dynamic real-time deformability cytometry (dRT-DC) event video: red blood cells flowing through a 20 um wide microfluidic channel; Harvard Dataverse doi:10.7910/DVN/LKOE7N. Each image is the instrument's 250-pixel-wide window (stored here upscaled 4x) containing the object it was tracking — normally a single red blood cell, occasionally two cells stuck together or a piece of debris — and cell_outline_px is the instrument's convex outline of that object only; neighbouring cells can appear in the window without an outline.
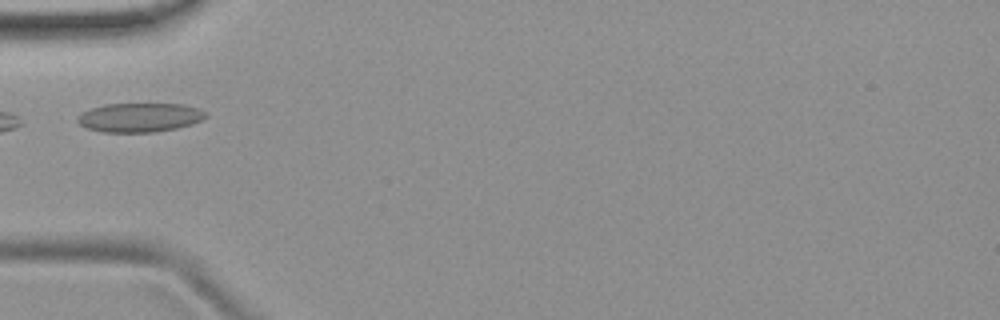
{"species": "common noctule bat (a hibernating species)", "species_latin": "Nyctalus noctula", "temperature_condition": "room temperature", "stored_images_in_passage": 3, "camera_frame_rate_fps": 3000, "um_per_image_px": 0.085, "animal": {"sex": "female", "body_mass_g": 19.9}, "frame": {"image": 1, "passage_image": 2, "time_ms": 1.333, "image_size_px": [1000, 320], "cell_outline_px": [[208, 116], [192, 124], [176, 128], [156, 132], [104, 132], [88, 128], [80, 124], [76, 120], [76, 116], [80, 112], [104, 104], [184, 104], [200, 108]], "centroid_in_image_um": [11.86, 9.98], "position_along_channel_um": 73.1, "area_um2": 21.79}}
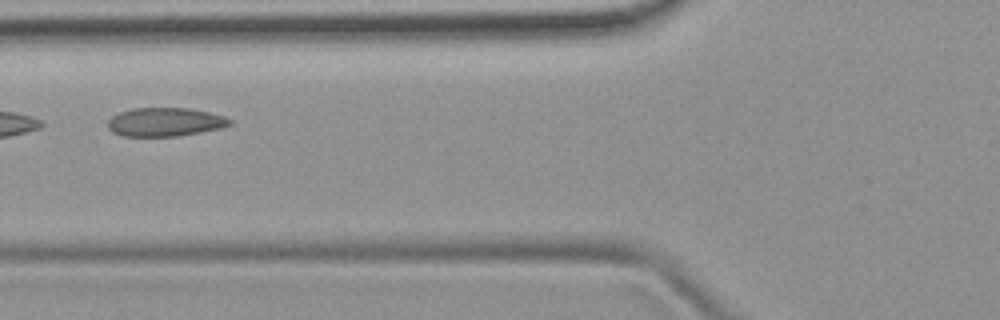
{"frame": {"image": 2, "passage_image": 3, "time_ms": 2.333, "image_size_px": [1000, 320], "cell_outline_px": [[232, 124], [220, 128], [200, 132], [176, 136], [124, 136], [112, 132], [108, 128], [108, 120], [112, 116], [120, 112], [132, 108], [188, 108], [208, 112], [224, 116], [232, 120]], "centroid_in_image_um": [14.02, 10.37], "position_along_channel_um": 111.8, "area_um2": 20.29}}